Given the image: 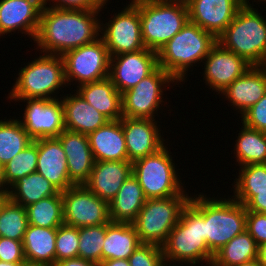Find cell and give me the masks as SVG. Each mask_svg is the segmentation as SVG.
I'll return each instance as SVG.
<instances>
[{
	"label": "cell",
	"instance_id": "cell-1",
	"mask_svg": "<svg viewBox=\"0 0 266 266\" xmlns=\"http://www.w3.org/2000/svg\"><path fill=\"white\" fill-rule=\"evenodd\" d=\"M100 11L44 6L34 40L36 50L40 49L38 51L42 54L63 56L67 51L95 41L100 37Z\"/></svg>",
	"mask_w": 266,
	"mask_h": 266
},
{
	"label": "cell",
	"instance_id": "cell-33",
	"mask_svg": "<svg viewBox=\"0 0 266 266\" xmlns=\"http://www.w3.org/2000/svg\"><path fill=\"white\" fill-rule=\"evenodd\" d=\"M33 139L27 134L19 119L0 120V164L4 167L16 154L25 149Z\"/></svg>",
	"mask_w": 266,
	"mask_h": 266
},
{
	"label": "cell",
	"instance_id": "cell-11",
	"mask_svg": "<svg viewBox=\"0 0 266 266\" xmlns=\"http://www.w3.org/2000/svg\"><path fill=\"white\" fill-rule=\"evenodd\" d=\"M67 85L77 86L109 77L110 55L101 37L63 56Z\"/></svg>",
	"mask_w": 266,
	"mask_h": 266
},
{
	"label": "cell",
	"instance_id": "cell-6",
	"mask_svg": "<svg viewBox=\"0 0 266 266\" xmlns=\"http://www.w3.org/2000/svg\"><path fill=\"white\" fill-rule=\"evenodd\" d=\"M131 1L139 8L144 46L155 52H158L189 21L186 3Z\"/></svg>",
	"mask_w": 266,
	"mask_h": 266
},
{
	"label": "cell",
	"instance_id": "cell-44",
	"mask_svg": "<svg viewBox=\"0 0 266 266\" xmlns=\"http://www.w3.org/2000/svg\"><path fill=\"white\" fill-rule=\"evenodd\" d=\"M108 1L109 0H43V5H49L48 7L57 9L93 10L103 9Z\"/></svg>",
	"mask_w": 266,
	"mask_h": 266
},
{
	"label": "cell",
	"instance_id": "cell-16",
	"mask_svg": "<svg viewBox=\"0 0 266 266\" xmlns=\"http://www.w3.org/2000/svg\"><path fill=\"white\" fill-rule=\"evenodd\" d=\"M203 61L204 83L210 86V90L212 88V91L218 92L217 95L252 66L244 58L225 49L219 42L211 48Z\"/></svg>",
	"mask_w": 266,
	"mask_h": 266
},
{
	"label": "cell",
	"instance_id": "cell-26",
	"mask_svg": "<svg viewBox=\"0 0 266 266\" xmlns=\"http://www.w3.org/2000/svg\"><path fill=\"white\" fill-rule=\"evenodd\" d=\"M77 88L74 91L109 121L120 120L123 117L121 93L109 77L77 86Z\"/></svg>",
	"mask_w": 266,
	"mask_h": 266
},
{
	"label": "cell",
	"instance_id": "cell-12",
	"mask_svg": "<svg viewBox=\"0 0 266 266\" xmlns=\"http://www.w3.org/2000/svg\"><path fill=\"white\" fill-rule=\"evenodd\" d=\"M105 24L100 21V37L110 57L145 49L141 35L139 8L131 1Z\"/></svg>",
	"mask_w": 266,
	"mask_h": 266
},
{
	"label": "cell",
	"instance_id": "cell-7",
	"mask_svg": "<svg viewBox=\"0 0 266 266\" xmlns=\"http://www.w3.org/2000/svg\"><path fill=\"white\" fill-rule=\"evenodd\" d=\"M191 195L184 190L179 195L168 198L147 199L132 222L141 244H154L162 247L169 233L180 220L183 209Z\"/></svg>",
	"mask_w": 266,
	"mask_h": 266
},
{
	"label": "cell",
	"instance_id": "cell-35",
	"mask_svg": "<svg viewBox=\"0 0 266 266\" xmlns=\"http://www.w3.org/2000/svg\"><path fill=\"white\" fill-rule=\"evenodd\" d=\"M238 178L234 179L233 194L230 197L245 205L255 191L266 190V164H250L241 166Z\"/></svg>",
	"mask_w": 266,
	"mask_h": 266
},
{
	"label": "cell",
	"instance_id": "cell-50",
	"mask_svg": "<svg viewBox=\"0 0 266 266\" xmlns=\"http://www.w3.org/2000/svg\"><path fill=\"white\" fill-rule=\"evenodd\" d=\"M237 266H263L258 259L250 260Z\"/></svg>",
	"mask_w": 266,
	"mask_h": 266
},
{
	"label": "cell",
	"instance_id": "cell-43",
	"mask_svg": "<svg viewBox=\"0 0 266 266\" xmlns=\"http://www.w3.org/2000/svg\"><path fill=\"white\" fill-rule=\"evenodd\" d=\"M246 231L255 240L257 246L266 243V214L247 211Z\"/></svg>",
	"mask_w": 266,
	"mask_h": 266
},
{
	"label": "cell",
	"instance_id": "cell-25",
	"mask_svg": "<svg viewBox=\"0 0 266 266\" xmlns=\"http://www.w3.org/2000/svg\"><path fill=\"white\" fill-rule=\"evenodd\" d=\"M74 93L61 95L66 130L88 135L109 121L77 92Z\"/></svg>",
	"mask_w": 266,
	"mask_h": 266
},
{
	"label": "cell",
	"instance_id": "cell-47",
	"mask_svg": "<svg viewBox=\"0 0 266 266\" xmlns=\"http://www.w3.org/2000/svg\"><path fill=\"white\" fill-rule=\"evenodd\" d=\"M98 266H130L128 259H110L101 261Z\"/></svg>",
	"mask_w": 266,
	"mask_h": 266
},
{
	"label": "cell",
	"instance_id": "cell-39",
	"mask_svg": "<svg viewBox=\"0 0 266 266\" xmlns=\"http://www.w3.org/2000/svg\"><path fill=\"white\" fill-rule=\"evenodd\" d=\"M79 232L77 227L61 225L57 228L55 263L78 257Z\"/></svg>",
	"mask_w": 266,
	"mask_h": 266
},
{
	"label": "cell",
	"instance_id": "cell-40",
	"mask_svg": "<svg viewBox=\"0 0 266 266\" xmlns=\"http://www.w3.org/2000/svg\"><path fill=\"white\" fill-rule=\"evenodd\" d=\"M130 266H160L164 261L162 247L140 244L128 258Z\"/></svg>",
	"mask_w": 266,
	"mask_h": 266
},
{
	"label": "cell",
	"instance_id": "cell-27",
	"mask_svg": "<svg viewBox=\"0 0 266 266\" xmlns=\"http://www.w3.org/2000/svg\"><path fill=\"white\" fill-rule=\"evenodd\" d=\"M57 228L28 224L22 244L27 265L54 266Z\"/></svg>",
	"mask_w": 266,
	"mask_h": 266
},
{
	"label": "cell",
	"instance_id": "cell-54",
	"mask_svg": "<svg viewBox=\"0 0 266 266\" xmlns=\"http://www.w3.org/2000/svg\"><path fill=\"white\" fill-rule=\"evenodd\" d=\"M154 1H160V2H182L187 3L188 0H154Z\"/></svg>",
	"mask_w": 266,
	"mask_h": 266
},
{
	"label": "cell",
	"instance_id": "cell-42",
	"mask_svg": "<svg viewBox=\"0 0 266 266\" xmlns=\"http://www.w3.org/2000/svg\"><path fill=\"white\" fill-rule=\"evenodd\" d=\"M0 261L27 263L22 241L0 237Z\"/></svg>",
	"mask_w": 266,
	"mask_h": 266
},
{
	"label": "cell",
	"instance_id": "cell-21",
	"mask_svg": "<svg viewBox=\"0 0 266 266\" xmlns=\"http://www.w3.org/2000/svg\"><path fill=\"white\" fill-rule=\"evenodd\" d=\"M57 138L66 154L70 181L74 185L85 184L95 164L87 134L65 129Z\"/></svg>",
	"mask_w": 266,
	"mask_h": 266
},
{
	"label": "cell",
	"instance_id": "cell-15",
	"mask_svg": "<svg viewBox=\"0 0 266 266\" xmlns=\"http://www.w3.org/2000/svg\"><path fill=\"white\" fill-rule=\"evenodd\" d=\"M158 67L157 52L142 49L110 57L109 79L122 94Z\"/></svg>",
	"mask_w": 266,
	"mask_h": 266
},
{
	"label": "cell",
	"instance_id": "cell-5",
	"mask_svg": "<svg viewBox=\"0 0 266 266\" xmlns=\"http://www.w3.org/2000/svg\"><path fill=\"white\" fill-rule=\"evenodd\" d=\"M18 71V77L7 96L8 99L52 100L61 98L57 97L60 89L62 91V88L68 87L64 60L59 55L39 54L38 58L28 62Z\"/></svg>",
	"mask_w": 266,
	"mask_h": 266
},
{
	"label": "cell",
	"instance_id": "cell-14",
	"mask_svg": "<svg viewBox=\"0 0 266 266\" xmlns=\"http://www.w3.org/2000/svg\"><path fill=\"white\" fill-rule=\"evenodd\" d=\"M26 102L23 117L19 121L33 139L58 137L65 130L64 109L61 98L57 99H10Z\"/></svg>",
	"mask_w": 266,
	"mask_h": 266
},
{
	"label": "cell",
	"instance_id": "cell-3",
	"mask_svg": "<svg viewBox=\"0 0 266 266\" xmlns=\"http://www.w3.org/2000/svg\"><path fill=\"white\" fill-rule=\"evenodd\" d=\"M216 43L217 38L213 34L188 21L157 52L158 66L168 72L178 84L185 82L190 67L203 62Z\"/></svg>",
	"mask_w": 266,
	"mask_h": 266
},
{
	"label": "cell",
	"instance_id": "cell-13",
	"mask_svg": "<svg viewBox=\"0 0 266 266\" xmlns=\"http://www.w3.org/2000/svg\"><path fill=\"white\" fill-rule=\"evenodd\" d=\"M61 193L65 225L79 228L111 222L109 203L96 196L84 184L73 185Z\"/></svg>",
	"mask_w": 266,
	"mask_h": 266
},
{
	"label": "cell",
	"instance_id": "cell-17",
	"mask_svg": "<svg viewBox=\"0 0 266 266\" xmlns=\"http://www.w3.org/2000/svg\"><path fill=\"white\" fill-rule=\"evenodd\" d=\"M189 21L218 38L232 22L243 0H188Z\"/></svg>",
	"mask_w": 266,
	"mask_h": 266
},
{
	"label": "cell",
	"instance_id": "cell-36",
	"mask_svg": "<svg viewBox=\"0 0 266 266\" xmlns=\"http://www.w3.org/2000/svg\"><path fill=\"white\" fill-rule=\"evenodd\" d=\"M27 227L26 209L6 196L0 205V237L23 241Z\"/></svg>",
	"mask_w": 266,
	"mask_h": 266
},
{
	"label": "cell",
	"instance_id": "cell-45",
	"mask_svg": "<svg viewBox=\"0 0 266 266\" xmlns=\"http://www.w3.org/2000/svg\"><path fill=\"white\" fill-rule=\"evenodd\" d=\"M244 206L247 211L266 214V190L255 191V196H253Z\"/></svg>",
	"mask_w": 266,
	"mask_h": 266
},
{
	"label": "cell",
	"instance_id": "cell-9",
	"mask_svg": "<svg viewBox=\"0 0 266 266\" xmlns=\"http://www.w3.org/2000/svg\"><path fill=\"white\" fill-rule=\"evenodd\" d=\"M167 146L165 144L156 153L132 163V174L137 178L147 199L168 198L185 190L178 173L180 169H176Z\"/></svg>",
	"mask_w": 266,
	"mask_h": 266
},
{
	"label": "cell",
	"instance_id": "cell-46",
	"mask_svg": "<svg viewBox=\"0 0 266 266\" xmlns=\"http://www.w3.org/2000/svg\"><path fill=\"white\" fill-rule=\"evenodd\" d=\"M54 266H98V265L90 260L76 257L56 262Z\"/></svg>",
	"mask_w": 266,
	"mask_h": 266
},
{
	"label": "cell",
	"instance_id": "cell-32",
	"mask_svg": "<svg viewBox=\"0 0 266 266\" xmlns=\"http://www.w3.org/2000/svg\"><path fill=\"white\" fill-rule=\"evenodd\" d=\"M257 258L258 246L245 230L214 254L211 266H237Z\"/></svg>",
	"mask_w": 266,
	"mask_h": 266
},
{
	"label": "cell",
	"instance_id": "cell-52",
	"mask_svg": "<svg viewBox=\"0 0 266 266\" xmlns=\"http://www.w3.org/2000/svg\"><path fill=\"white\" fill-rule=\"evenodd\" d=\"M249 1H250V0H243V5L246 6V7H249V8H253V6H255V5L253 4V1H254V2H257V3H258V2H261V3H262V2H264V1L266 2V0H258V1H257V0H256V1L253 0V1H252V4H251V3H249Z\"/></svg>",
	"mask_w": 266,
	"mask_h": 266
},
{
	"label": "cell",
	"instance_id": "cell-18",
	"mask_svg": "<svg viewBox=\"0 0 266 266\" xmlns=\"http://www.w3.org/2000/svg\"><path fill=\"white\" fill-rule=\"evenodd\" d=\"M159 122L155 119L122 117V127L128 153V161L134 162L156 153L168 141L162 138ZM165 142V143H164Z\"/></svg>",
	"mask_w": 266,
	"mask_h": 266
},
{
	"label": "cell",
	"instance_id": "cell-51",
	"mask_svg": "<svg viewBox=\"0 0 266 266\" xmlns=\"http://www.w3.org/2000/svg\"><path fill=\"white\" fill-rule=\"evenodd\" d=\"M27 263H11V262H2L0 261V266H26Z\"/></svg>",
	"mask_w": 266,
	"mask_h": 266
},
{
	"label": "cell",
	"instance_id": "cell-28",
	"mask_svg": "<svg viewBox=\"0 0 266 266\" xmlns=\"http://www.w3.org/2000/svg\"><path fill=\"white\" fill-rule=\"evenodd\" d=\"M146 200L137 178L131 174L109 203L111 222L132 223Z\"/></svg>",
	"mask_w": 266,
	"mask_h": 266
},
{
	"label": "cell",
	"instance_id": "cell-4",
	"mask_svg": "<svg viewBox=\"0 0 266 266\" xmlns=\"http://www.w3.org/2000/svg\"><path fill=\"white\" fill-rule=\"evenodd\" d=\"M217 42L252 66H266V19L258 8L243 5Z\"/></svg>",
	"mask_w": 266,
	"mask_h": 266
},
{
	"label": "cell",
	"instance_id": "cell-37",
	"mask_svg": "<svg viewBox=\"0 0 266 266\" xmlns=\"http://www.w3.org/2000/svg\"><path fill=\"white\" fill-rule=\"evenodd\" d=\"M38 160V139L16 154L4 166V181L10 188L20 178L36 172Z\"/></svg>",
	"mask_w": 266,
	"mask_h": 266
},
{
	"label": "cell",
	"instance_id": "cell-34",
	"mask_svg": "<svg viewBox=\"0 0 266 266\" xmlns=\"http://www.w3.org/2000/svg\"><path fill=\"white\" fill-rule=\"evenodd\" d=\"M28 224L42 228H58L64 224L62 193L25 207Z\"/></svg>",
	"mask_w": 266,
	"mask_h": 266
},
{
	"label": "cell",
	"instance_id": "cell-8",
	"mask_svg": "<svg viewBox=\"0 0 266 266\" xmlns=\"http://www.w3.org/2000/svg\"><path fill=\"white\" fill-rule=\"evenodd\" d=\"M206 196L204 194V240L209 250L215 254L246 230L247 210L243 204L230 196Z\"/></svg>",
	"mask_w": 266,
	"mask_h": 266
},
{
	"label": "cell",
	"instance_id": "cell-29",
	"mask_svg": "<svg viewBox=\"0 0 266 266\" xmlns=\"http://www.w3.org/2000/svg\"><path fill=\"white\" fill-rule=\"evenodd\" d=\"M140 244L138 234L132 223H107L102 248V261L128 259Z\"/></svg>",
	"mask_w": 266,
	"mask_h": 266
},
{
	"label": "cell",
	"instance_id": "cell-23",
	"mask_svg": "<svg viewBox=\"0 0 266 266\" xmlns=\"http://www.w3.org/2000/svg\"><path fill=\"white\" fill-rule=\"evenodd\" d=\"M36 171L48 179L60 192L74 185L68 176L66 154L57 137L38 139Z\"/></svg>",
	"mask_w": 266,
	"mask_h": 266
},
{
	"label": "cell",
	"instance_id": "cell-20",
	"mask_svg": "<svg viewBox=\"0 0 266 266\" xmlns=\"http://www.w3.org/2000/svg\"><path fill=\"white\" fill-rule=\"evenodd\" d=\"M266 93V66H251L242 76L227 86L221 94L238 110L240 116Z\"/></svg>",
	"mask_w": 266,
	"mask_h": 266
},
{
	"label": "cell",
	"instance_id": "cell-19",
	"mask_svg": "<svg viewBox=\"0 0 266 266\" xmlns=\"http://www.w3.org/2000/svg\"><path fill=\"white\" fill-rule=\"evenodd\" d=\"M43 7V0H1L0 36L17 30L34 41Z\"/></svg>",
	"mask_w": 266,
	"mask_h": 266
},
{
	"label": "cell",
	"instance_id": "cell-2",
	"mask_svg": "<svg viewBox=\"0 0 266 266\" xmlns=\"http://www.w3.org/2000/svg\"><path fill=\"white\" fill-rule=\"evenodd\" d=\"M191 195L180 220L162 246L164 261L190 266H211L214 254L204 240V193ZM204 263V264H203Z\"/></svg>",
	"mask_w": 266,
	"mask_h": 266
},
{
	"label": "cell",
	"instance_id": "cell-41",
	"mask_svg": "<svg viewBox=\"0 0 266 266\" xmlns=\"http://www.w3.org/2000/svg\"><path fill=\"white\" fill-rule=\"evenodd\" d=\"M240 117L242 118L241 123L247 127L266 133V93Z\"/></svg>",
	"mask_w": 266,
	"mask_h": 266
},
{
	"label": "cell",
	"instance_id": "cell-31",
	"mask_svg": "<svg viewBox=\"0 0 266 266\" xmlns=\"http://www.w3.org/2000/svg\"><path fill=\"white\" fill-rule=\"evenodd\" d=\"M235 140L234 157L241 167L250 164H266V133L242 123Z\"/></svg>",
	"mask_w": 266,
	"mask_h": 266
},
{
	"label": "cell",
	"instance_id": "cell-48",
	"mask_svg": "<svg viewBox=\"0 0 266 266\" xmlns=\"http://www.w3.org/2000/svg\"><path fill=\"white\" fill-rule=\"evenodd\" d=\"M259 262L266 266V243L258 246V258Z\"/></svg>",
	"mask_w": 266,
	"mask_h": 266
},
{
	"label": "cell",
	"instance_id": "cell-30",
	"mask_svg": "<svg viewBox=\"0 0 266 266\" xmlns=\"http://www.w3.org/2000/svg\"><path fill=\"white\" fill-rule=\"evenodd\" d=\"M59 193L60 191L48 179L36 171L17 180L9 188L7 197L25 208Z\"/></svg>",
	"mask_w": 266,
	"mask_h": 266
},
{
	"label": "cell",
	"instance_id": "cell-53",
	"mask_svg": "<svg viewBox=\"0 0 266 266\" xmlns=\"http://www.w3.org/2000/svg\"><path fill=\"white\" fill-rule=\"evenodd\" d=\"M172 263L171 262H167V261H163L162 263H161V265L160 266H184V264H176V263H173L172 265H171Z\"/></svg>",
	"mask_w": 266,
	"mask_h": 266
},
{
	"label": "cell",
	"instance_id": "cell-49",
	"mask_svg": "<svg viewBox=\"0 0 266 266\" xmlns=\"http://www.w3.org/2000/svg\"><path fill=\"white\" fill-rule=\"evenodd\" d=\"M9 188L4 181V167H0V194L7 195Z\"/></svg>",
	"mask_w": 266,
	"mask_h": 266
},
{
	"label": "cell",
	"instance_id": "cell-24",
	"mask_svg": "<svg viewBox=\"0 0 266 266\" xmlns=\"http://www.w3.org/2000/svg\"><path fill=\"white\" fill-rule=\"evenodd\" d=\"M87 136L95 161L128 160L122 118L108 121Z\"/></svg>",
	"mask_w": 266,
	"mask_h": 266
},
{
	"label": "cell",
	"instance_id": "cell-38",
	"mask_svg": "<svg viewBox=\"0 0 266 266\" xmlns=\"http://www.w3.org/2000/svg\"><path fill=\"white\" fill-rule=\"evenodd\" d=\"M78 257L97 265L102 261V248L106 235V224L78 228Z\"/></svg>",
	"mask_w": 266,
	"mask_h": 266
},
{
	"label": "cell",
	"instance_id": "cell-55",
	"mask_svg": "<svg viewBox=\"0 0 266 266\" xmlns=\"http://www.w3.org/2000/svg\"><path fill=\"white\" fill-rule=\"evenodd\" d=\"M7 195H2V194H0V205H1V203L3 202V200H4V198L6 197Z\"/></svg>",
	"mask_w": 266,
	"mask_h": 266
},
{
	"label": "cell",
	"instance_id": "cell-22",
	"mask_svg": "<svg viewBox=\"0 0 266 266\" xmlns=\"http://www.w3.org/2000/svg\"><path fill=\"white\" fill-rule=\"evenodd\" d=\"M132 174V162L95 161L89 180L84 184L100 199L110 203L124 181Z\"/></svg>",
	"mask_w": 266,
	"mask_h": 266
},
{
	"label": "cell",
	"instance_id": "cell-10",
	"mask_svg": "<svg viewBox=\"0 0 266 266\" xmlns=\"http://www.w3.org/2000/svg\"><path fill=\"white\" fill-rule=\"evenodd\" d=\"M175 82V83H174ZM177 81L158 66L150 75L142 79L133 88L121 94L122 115L128 118L154 119L162 106L164 89ZM156 114V115H155Z\"/></svg>",
	"mask_w": 266,
	"mask_h": 266
}]
</instances>
